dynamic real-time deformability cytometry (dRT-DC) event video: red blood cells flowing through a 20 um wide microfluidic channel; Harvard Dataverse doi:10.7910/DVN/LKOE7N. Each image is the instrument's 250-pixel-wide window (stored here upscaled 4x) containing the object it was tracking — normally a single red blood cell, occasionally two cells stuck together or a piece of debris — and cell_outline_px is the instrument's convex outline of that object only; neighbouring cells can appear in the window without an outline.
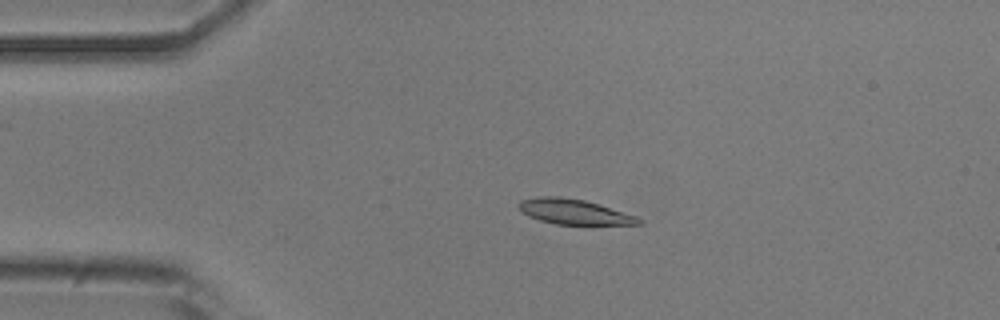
{"species": "common noctule bat (a hibernating species)", "species_latin": "Nyctalus noctula", "temperature_condition": "room temperature", "stored_images_in_passage": 2, "camera_frame_rate_fps": 3000, "um_per_image_px": 0.085, "animal": {"sex": "male", "body_mass_g": 20.5, "forearm_length_mm": 52.5}, "frame": {"image": 1, "passage_image": 2, "time_ms": 0.333, "image_size_px": [1000, 320], "cell_outline_px": [[644, 224], [556, 224], [540, 220], [528, 216], [520, 212], [516, 204], [520, 200], [540, 196], [560, 196], [584, 200], [636, 216], [644, 220]], "centroid_in_image_um": [48.73, 17.99], "position_along_channel_um": 36.3, "area_um2": 17.51}}